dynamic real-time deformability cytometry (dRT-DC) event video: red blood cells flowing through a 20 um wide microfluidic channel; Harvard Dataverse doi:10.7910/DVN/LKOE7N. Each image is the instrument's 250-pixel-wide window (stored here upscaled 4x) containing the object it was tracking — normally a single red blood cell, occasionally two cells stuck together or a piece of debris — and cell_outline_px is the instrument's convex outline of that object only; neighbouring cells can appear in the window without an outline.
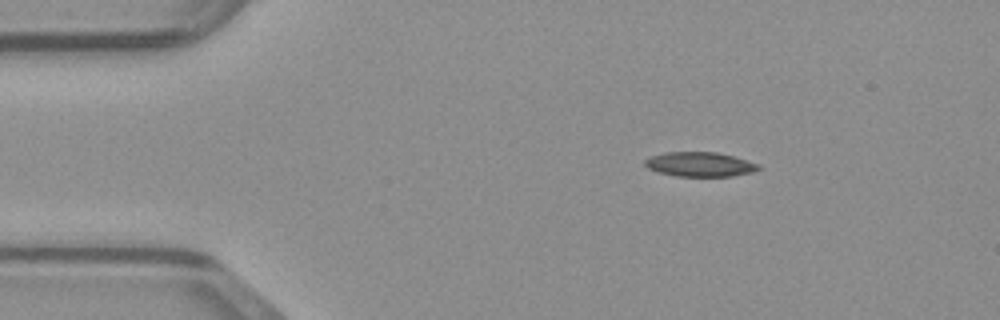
{"species": "common noctule bat (a hibernating species)", "species_latin": "Nyctalus noctula", "temperature_condition": "warm", "stored_images_in_passage": 41, "camera_frame_rate_fps": 3000, "um_per_image_px": 0.085, "animal": {"sex": "male", "body_mass_g": 23.1, "forearm_length_mm": 52.7}, "frame": {"image": 1, "passage_image": 1, "time_ms": 0.0, "image_size_px": [1000, 320], "cell_outline_px": [[760, 168], [752, 172], [732, 176], [676, 176], [656, 172], [648, 168], [644, 164], [644, 160], [652, 156], [664, 152], [716, 152], [732, 156], [760, 164]], "centroid_in_image_um": [59.46, 13.97], "position_along_channel_um": 25.5, "area_um2": 16.18}}
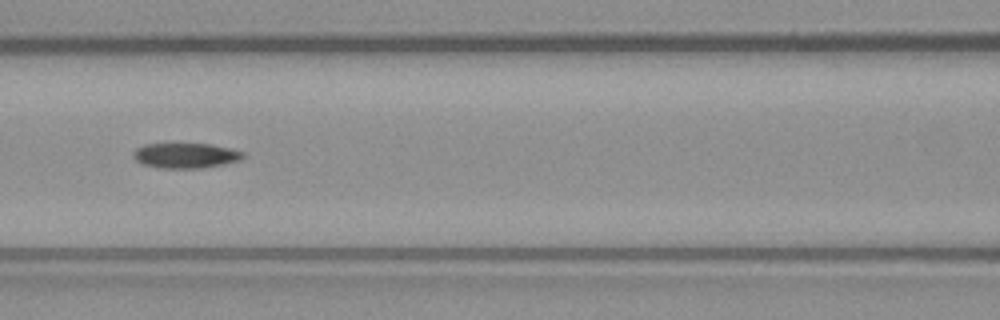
{"frame": {"image": 2, "passage_image": 14, "time_ms": 4.333, "image_size_px": [1000, 320], "cell_outline_px": [[244, 156], [240, 160], [224, 164], [200, 168], [160, 168], [144, 164], [136, 160], [132, 156], [132, 152], [136, 148], [144, 144], [208, 144], [228, 148], [244, 152]], "centroid_in_image_um": [15.75, 13.22], "position_along_channel_um": 150.9, "area_um2": 15.95}}
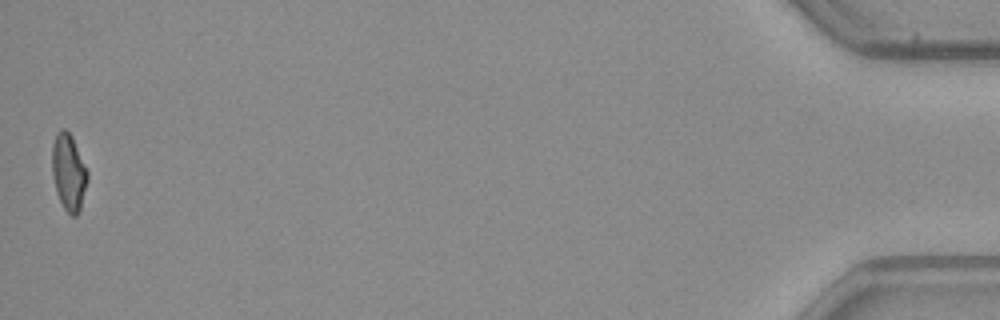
{"frame": {"image": 3, "passage_image": 41, "time_ms": 13.333, "image_size_px": [1000, 320], "cell_outline_px": [[88, 180], [80, 208], [76, 216], [72, 216], [64, 208], [56, 192], [52, 172], [52, 144], [56, 132], [60, 128], [64, 128], [72, 136], [88, 172]], "centroid_in_image_um": [5.82, 14.6], "position_along_channel_um": 429.4, "area_um2": 15.78}}